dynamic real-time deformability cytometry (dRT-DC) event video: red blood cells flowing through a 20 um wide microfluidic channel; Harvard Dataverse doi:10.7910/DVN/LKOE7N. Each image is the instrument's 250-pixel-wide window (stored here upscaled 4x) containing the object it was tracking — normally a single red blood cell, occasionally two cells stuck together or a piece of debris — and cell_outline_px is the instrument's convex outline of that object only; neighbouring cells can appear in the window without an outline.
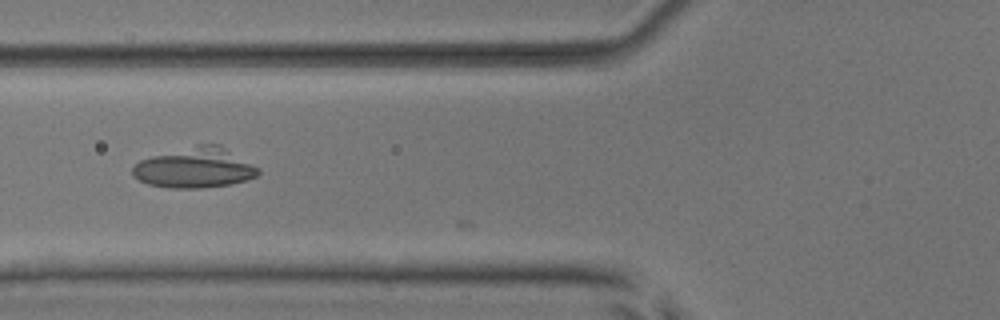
{"species": "common noctule bat (a hibernating species)", "species_latin": "Nyctalus noctula", "temperature_condition": "room temperature", "stored_images_in_passage": 15, "camera_frame_rate_fps": 3000, "um_per_image_px": 0.085, "animal": {"sex": "male", "body_mass_g": 17.9, "forearm_length_mm": 54.2}, "frame": {"image": 1, "passage_image": 7, "time_ms": 2.0, "image_size_px": [1000, 320], "cell_outline_px": [[260, 172], [256, 176], [248, 180], [228, 184], [200, 188], [168, 188], [148, 184], [132, 176], [132, 168], [140, 160], [152, 156], [200, 144], [220, 144], [260, 168]], "centroid_in_image_um": [16.58, 14.27], "position_along_channel_um": 109.2, "area_um2": 29.3}}
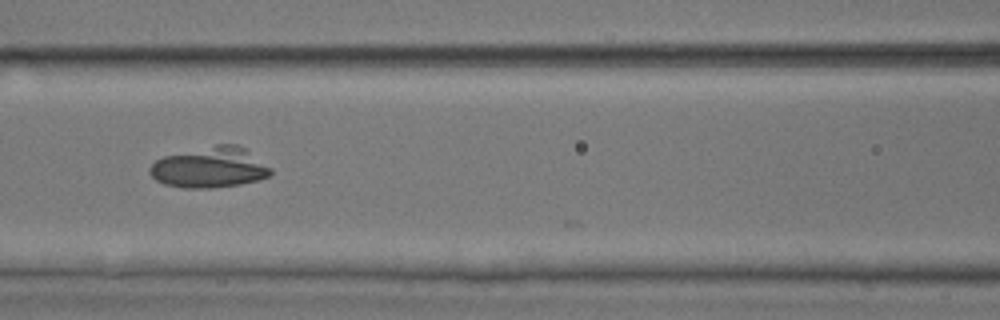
{"frame": {"image": 2, "passage_image": 10, "time_ms": 3.0, "image_size_px": [1000, 320], "cell_outline_px": [[272, 172], [268, 176], [260, 180], [240, 184], [212, 188], [184, 188], [164, 184], [156, 180], [148, 172], [148, 168], [156, 160], [164, 156], [216, 144], [236, 144], [244, 148], [272, 168]], "centroid_in_image_um": [17.83, 14.24], "position_along_channel_um": 148.8, "area_um2": 28.67}}